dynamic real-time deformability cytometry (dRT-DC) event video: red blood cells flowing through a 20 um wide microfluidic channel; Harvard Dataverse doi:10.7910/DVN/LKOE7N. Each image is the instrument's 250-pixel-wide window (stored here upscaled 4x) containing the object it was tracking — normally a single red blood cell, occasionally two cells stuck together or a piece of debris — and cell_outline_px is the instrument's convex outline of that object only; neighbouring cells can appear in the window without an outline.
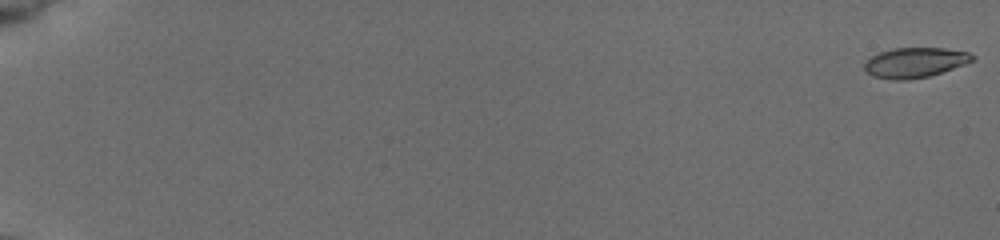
{"species": "common noctule bat (a hibernating species)", "species_latin": "Nyctalus noctula", "temperature_condition": "cold", "stored_images_in_passage": 56, "camera_frame_rate_fps": 3000, "um_per_image_px": 0.085, "animal": {"sex": "female", "body_mass_g": 19.5, "forearm_length_mm": 54.1}, "frame": {"image": 1, "passage_image": 1, "time_ms": 0.0, "image_size_px": [1000, 240], "cell_outline_px": [[976, 60], [928, 76], [908, 80], [892, 80], [872, 76], [864, 68], [864, 64], [872, 56], [880, 52], [892, 48], [944, 48], [968, 52], [976, 56]], "centroid_in_image_um": [77.78, 5.31], "position_along_channel_um": 7.2, "area_um2": 18.79}}
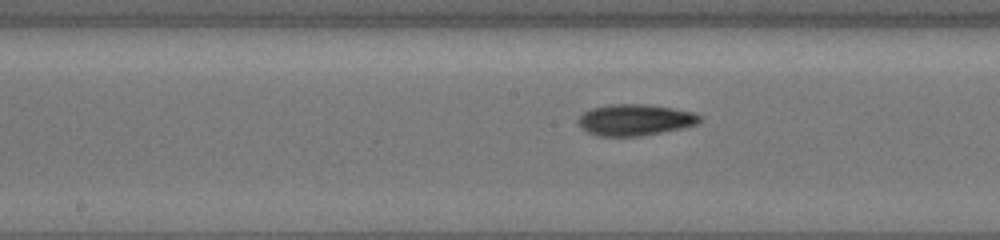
{"frame": {"image": 2, "passage_image": 32, "time_ms": 10.333, "image_size_px": [1000, 240], "cell_outline_px": [[700, 120], [696, 124], [680, 128], [640, 136], [600, 136], [588, 132], [580, 128], [576, 120], [588, 108], [608, 104], [648, 104], [696, 112], [700, 116]], "centroid_in_image_um": [53.92, 10.17], "position_along_channel_um": 194.3, "area_um2": 22.25}}
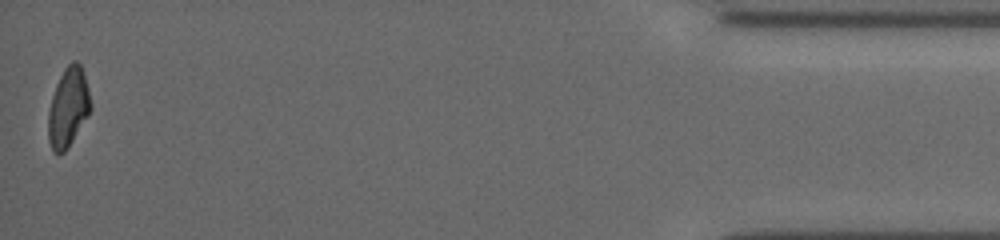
{"frame": {"image": 3, "passage_image": 56, "time_ms": 18.333, "image_size_px": [1000, 240], "cell_outline_px": [[92, 108], [88, 116], [68, 148], [64, 152], [56, 152], [52, 148], [48, 140], [48, 112], [52, 96], [56, 84], [64, 68], [72, 60], [76, 60], [80, 64], [88, 88], [92, 104]], "centroid_in_image_um": [5.81, 9.11], "position_along_channel_um": 429.4, "area_um2": 19.54}, "authors_computed_cell_mechanics": {"area_um2": 20.0566, "velocity_mm_per_s": 3.8708, "shape_relaxation_time_tau1_ms": 2.6881, "shape_relaxation_time_tau2_ms": 3.7007, "deformation_change_tau1": 0.14, "deformation_change_tau2": 0.1039}}